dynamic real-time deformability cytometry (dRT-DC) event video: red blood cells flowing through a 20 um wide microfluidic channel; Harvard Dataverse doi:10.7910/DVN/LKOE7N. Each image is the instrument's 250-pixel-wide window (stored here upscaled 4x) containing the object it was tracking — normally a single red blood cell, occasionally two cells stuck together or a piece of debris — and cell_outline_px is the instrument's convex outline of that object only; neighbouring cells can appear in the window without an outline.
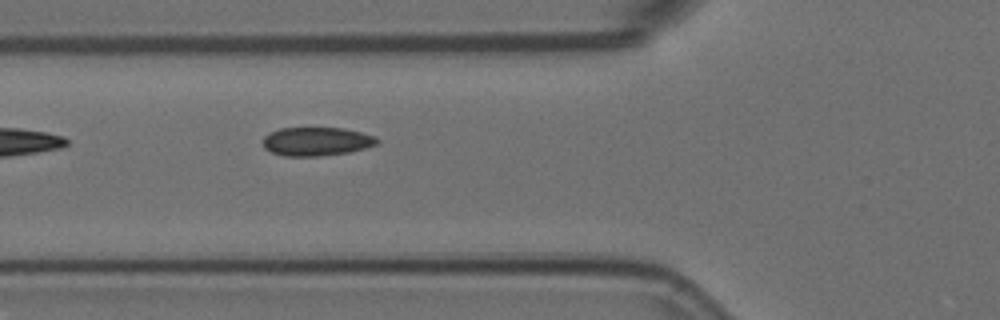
{"species": "Egyptian fruit bat (a non-hibernating species)", "species_latin": "Rousettus aegyptiacus", "temperature_condition": "room temperature", "stored_images_in_passage": 6, "segment_of_instrument_passage": [2, 2], "camera_frame_rate_fps": 3000, "um_per_image_px": 0.085, "animal": {"sex": "female"}, "frame": {"image": 1, "passage_image": 6, "time_ms": 1.667, "image_size_px": [1000, 320], "cell_outline_px": [[380, 140], [376, 144], [364, 148], [348, 152], [316, 156], [284, 156], [272, 152], [264, 148], [264, 136], [268, 132], [280, 128], [344, 128], [376, 136]], "centroid_in_image_um": [26.89, 12.01], "position_along_channel_um": 98.9, "area_um2": 18.96}}